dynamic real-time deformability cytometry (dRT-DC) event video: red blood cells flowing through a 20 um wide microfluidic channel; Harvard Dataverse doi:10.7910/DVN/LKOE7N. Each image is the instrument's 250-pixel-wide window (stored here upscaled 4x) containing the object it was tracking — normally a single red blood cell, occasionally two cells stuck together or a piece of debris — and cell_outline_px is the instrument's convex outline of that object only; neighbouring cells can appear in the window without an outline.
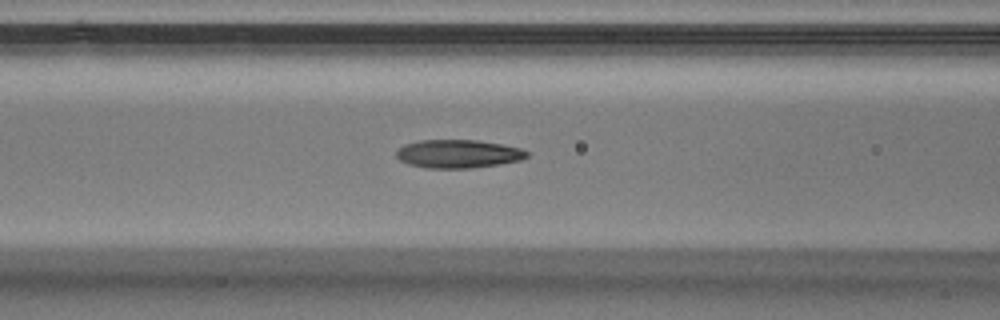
{"species": "Egyptian fruit bat (a non-hibernating species)", "species_latin": "Rousettus aegyptiacus", "temperature_condition": "warm", "stored_images_in_passage": 31, "camera_frame_rate_fps": 3000, "um_per_image_px": 0.085, "animal": {"sex": "male"}, "frame": {"image": 1, "passage_image": 11, "time_ms": 3.333, "image_size_px": [1000, 320], "cell_outline_px": [[528, 156], [520, 160], [500, 164], [472, 168], [428, 168], [408, 164], [400, 160], [396, 156], [396, 152], [404, 144], [420, 140], [476, 140], [500, 144], [520, 148], [528, 152]], "centroid_in_image_um": [38.93, 13.08], "position_along_channel_um": 127.7, "area_um2": 21.44}}
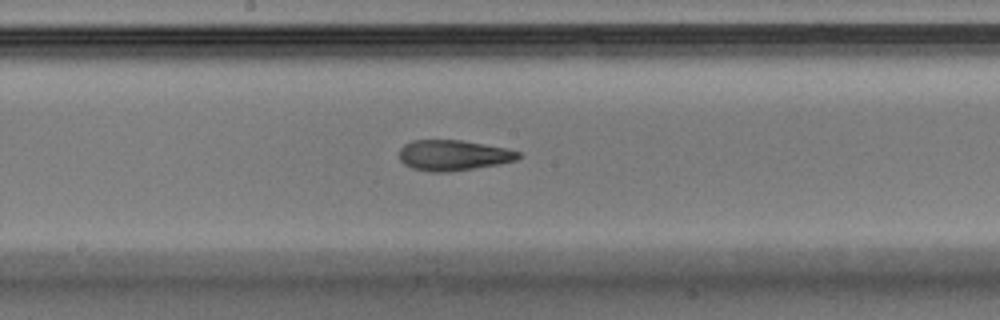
{"frame": {"image": 2, "passage_image": 17, "time_ms": 5.333, "image_size_px": [1000, 320], "cell_outline_px": [[520, 156], [516, 160], [496, 164], [448, 172], [428, 172], [412, 168], [404, 164], [400, 160], [400, 148], [404, 144], [412, 140], [460, 140], [504, 148], [520, 152]], "centroid_in_image_um": [38.47, 13.2], "position_along_channel_um": 209.7, "area_um2": 20.92}}
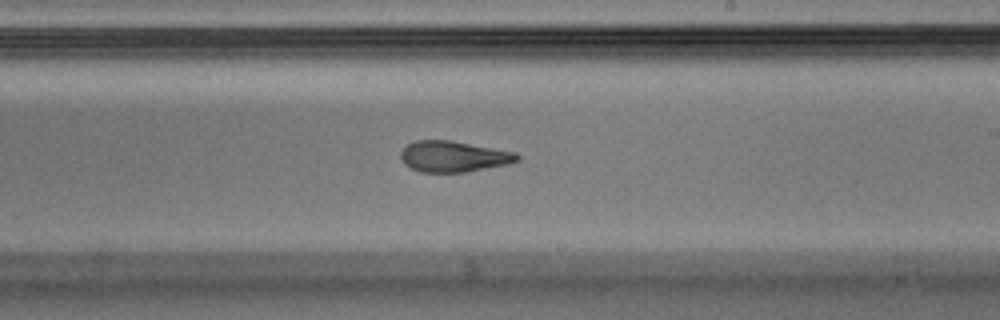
{"frame": {"image": 3, "passage_image": 20, "time_ms": 6.333, "image_size_px": [1000, 320], "cell_outline_px": [[520, 160], [508, 164], [464, 172], [420, 172], [404, 164], [400, 156], [400, 152], [408, 144], [416, 140], [452, 140], [516, 152], [520, 156]], "centroid_in_image_um": [38.56, 13.29], "position_along_channel_um": 250.4, "area_um2": 21.04}}